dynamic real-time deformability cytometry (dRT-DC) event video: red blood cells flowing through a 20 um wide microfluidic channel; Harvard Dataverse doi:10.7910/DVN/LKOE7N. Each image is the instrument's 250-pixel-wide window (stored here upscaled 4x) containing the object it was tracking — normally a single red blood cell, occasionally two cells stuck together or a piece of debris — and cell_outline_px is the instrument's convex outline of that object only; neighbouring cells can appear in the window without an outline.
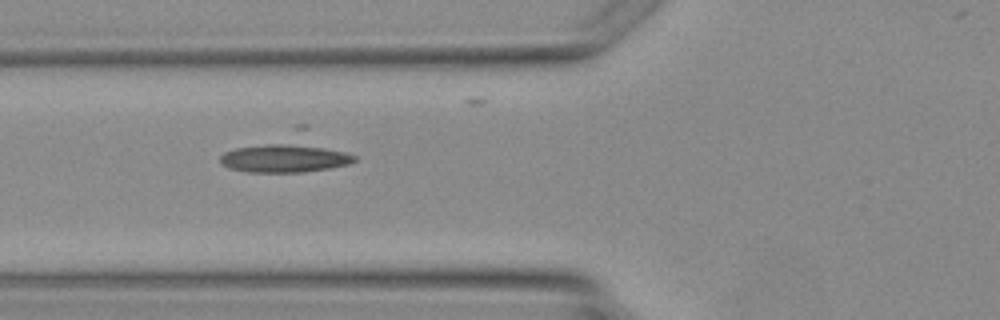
{"species": "Egyptian fruit bat (a non-hibernating species)", "species_latin": "Rousettus aegyptiacus", "temperature_condition": "warm", "stored_images_in_passage": 5, "camera_frame_rate_fps": 3000, "um_per_image_px": 0.085, "animal": {"sex": "female"}, "frame": {"image": 1, "passage_image": 4, "time_ms": 4.667, "image_size_px": [1000, 320], "cell_outline_px": [[356, 160], [348, 164], [332, 168], [304, 172], [248, 172], [228, 168], [220, 164], [220, 156], [224, 152], [236, 148], [268, 144], [304, 144], [344, 152], [356, 156]], "centroid_in_image_um": [24.15, 13.47], "position_along_channel_um": 101.6, "area_um2": 21.91}}
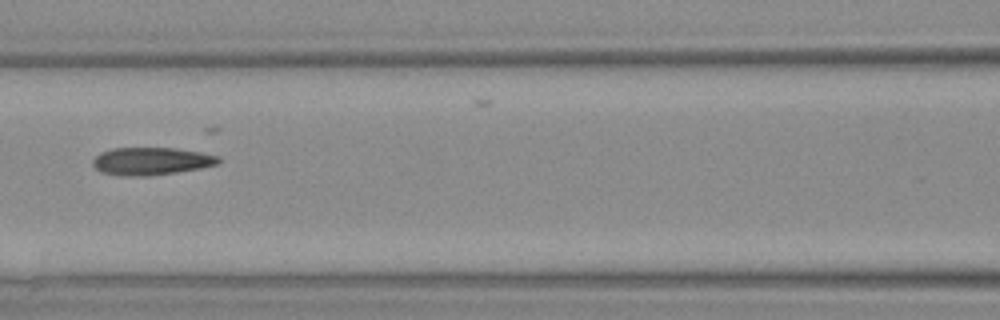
{"frame": {"image": 2, "passage_image": 5, "time_ms": 5.667, "image_size_px": [1000, 320], "cell_outline_px": [[220, 160], [216, 164], [200, 168], [176, 172], [148, 176], [124, 176], [104, 172], [96, 168], [92, 164], [92, 160], [100, 152], [112, 148], [172, 148], [200, 152], [220, 156]], "centroid_in_image_um": [12.84, 13.69], "position_along_channel_um": 153.8, "area_um2": 20.06}}